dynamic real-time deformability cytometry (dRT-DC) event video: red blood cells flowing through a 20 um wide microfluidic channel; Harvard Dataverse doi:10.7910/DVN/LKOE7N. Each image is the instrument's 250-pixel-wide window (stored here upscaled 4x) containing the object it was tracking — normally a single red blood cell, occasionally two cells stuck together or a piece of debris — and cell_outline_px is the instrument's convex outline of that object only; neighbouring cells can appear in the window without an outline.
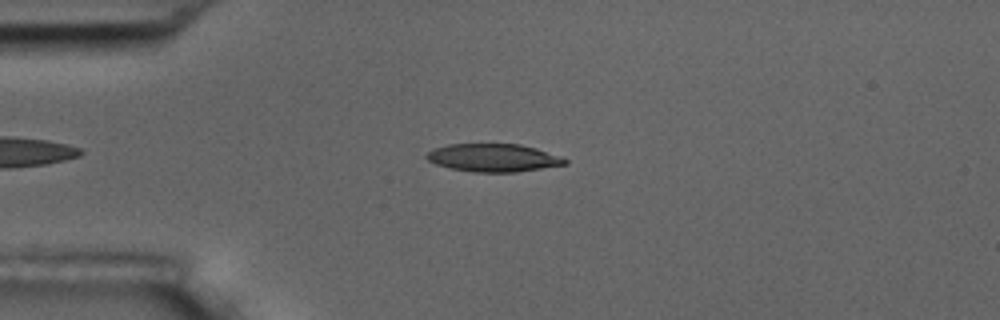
{"species": "common noctule bat (a hibernating species)", "species_latin": "Nyctalus noctula", "temperature_condition": "room temperature", "stored_images_in_passage": 6, "camera_frame_rate_fps": 3000, "um_per_image_px": 0.085, "animal": {"sex": "male", "body_mass_g": 17.5, "forearm_length_mm": 52.3}, "frame": {"image": 1, "passage_image": 4, "time_ms": 3.667, "image_size_px": [1000, 320], "cell_outline_px": [[568, 164], [516, 172], [472, 172], [452, 168], [436, 164], [428, 160], [424, 156], [432, 148], [448, 144], [520, 144], [536, 148], [560, 156], [568, 160]], "centroid_in_image_um": [41.93, 13.4], "position_along_channel_um": 43.1, "area_um2": 22.54}}